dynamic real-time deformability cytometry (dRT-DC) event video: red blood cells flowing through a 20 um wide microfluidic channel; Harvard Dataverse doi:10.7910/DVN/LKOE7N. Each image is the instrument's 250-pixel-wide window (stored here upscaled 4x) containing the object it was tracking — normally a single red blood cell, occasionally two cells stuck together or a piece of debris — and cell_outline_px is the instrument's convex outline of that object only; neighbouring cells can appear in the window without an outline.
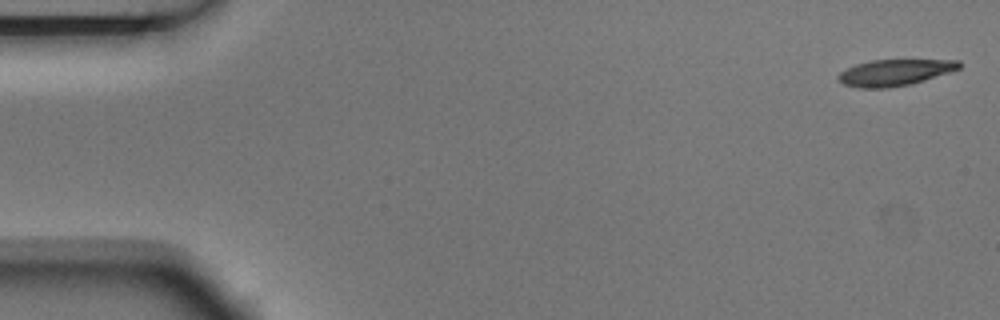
{"species": "Egyptian fruit bat (a non-hibernating species)", "species_latin": "Rousettus aegyptiacus", "temperature_condition": "room temperature", "stored_images_in_passage": 4, "camera_frame_rate_fps": 3000, "um_per_image_px": 0.085, "animal": {"sex": "male"}, "frame": {"image": 1, "passage_image": 1, "time_ms": 0.0, "image_size_px": [1000, 320], "cell_outline_px": [[960, 68], [912, 84], [888, 88], [856, 88], [844, 84], [836, 80], [836, 76], [840, 72], [856, 64], [872, 60], [960, 60]], "centroid_in_image_um": [75.99, 6.17], "position_along_channel_um": 9.0, "area_um2": 18.5}}
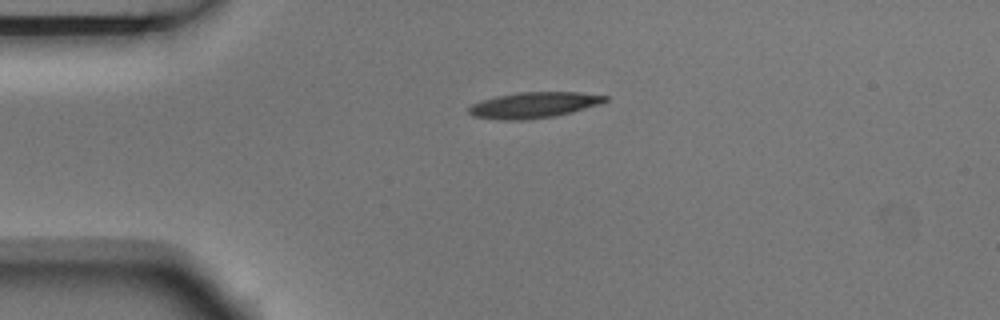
{"frame": {"image": 2, "passage_image": 4, "time_ms": 1.0, "image_size_px": [1000, 320], "cell_outline_px": [[608, 100], [600, 104], [572, 112], [552, 116], [524, 120], [500, 120], [472, 116], [468, 112], [468, 108], [472, 104], [480, 100], [496, 96], [516, 92], [580, 92], [608, 96]], "centroid_in_image_um": [45.34, 8.92], "position_along_channel_um": 39.7, "area_um2": 20.63}}